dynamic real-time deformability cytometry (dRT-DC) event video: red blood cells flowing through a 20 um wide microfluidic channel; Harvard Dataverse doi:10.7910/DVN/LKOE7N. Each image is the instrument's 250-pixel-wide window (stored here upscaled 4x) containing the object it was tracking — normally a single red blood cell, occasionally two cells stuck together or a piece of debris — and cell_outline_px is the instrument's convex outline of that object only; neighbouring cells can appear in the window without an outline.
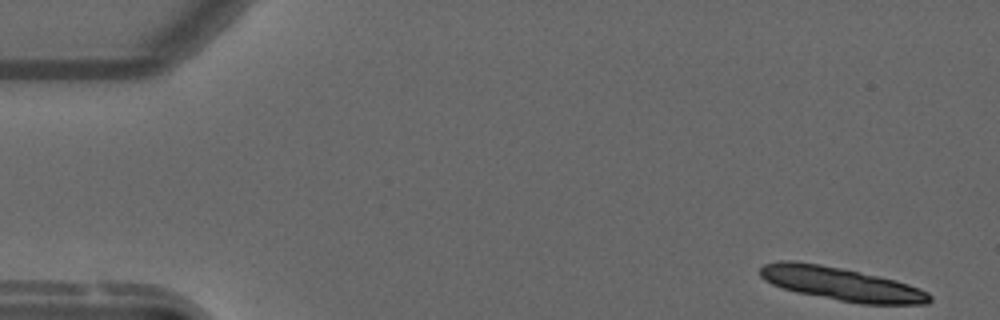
{"species": "common noctule bat (a hibernating species)", "species_latin": "Nyctalus noctula", "temperature_condition": "warm", "stored_images_in_passage": 14, "camera_frame_rate_fps": 3000, "um_per_image_px": 0.085, "animal": {"sex": "male", "forearm_length_mm": 52.5}, "frame": {"image": 1, "passage_image": 1, "time_ms": 0.0, "image_size_px": [1000, 320], "cell_outline_px": [[932, 300], [928, 304], [860, 304], [796, 292], [772, 284], [764, 280], [760, 276], [760, 268], [764, 264], [780, 260], [796, 260], [820, 264], [840, 268], [896, 280], [920, 288], [928, 292], [932, 296]], "centroid_in_image_um": [71.5, 24.13], "position_along_channel_um": 13.5, "area_um2": 32.89}}